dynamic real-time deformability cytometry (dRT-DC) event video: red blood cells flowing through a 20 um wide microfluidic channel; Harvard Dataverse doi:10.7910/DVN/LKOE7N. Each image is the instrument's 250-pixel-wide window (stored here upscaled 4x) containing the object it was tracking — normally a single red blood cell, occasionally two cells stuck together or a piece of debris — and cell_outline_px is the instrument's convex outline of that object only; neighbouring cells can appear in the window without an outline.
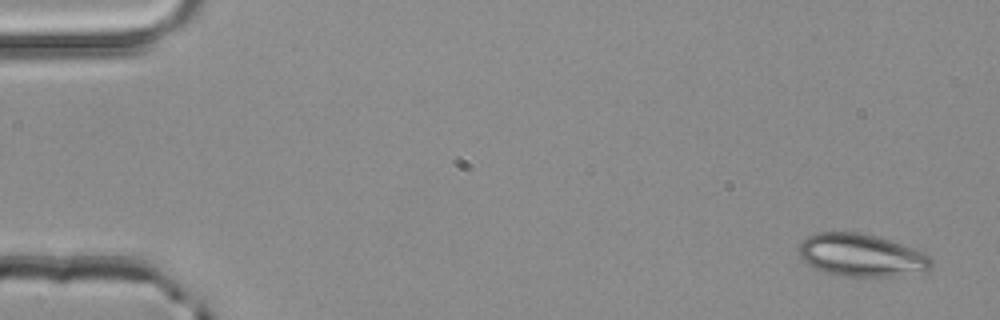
{"species": "common noctule bat (a hibernating species)", "species_latin": "Nyctalus noctula", "temperature_condition": "room temperature", "stored_images_in_passage": 52, "camera_frame_rate_fps": 3000, "um_per_image_px": 0.085, "animal": {"sex": "male", "body_mass_g": 20.4}, "frame": {"image": 1, "passage_image": 2, "time_ms": 0.333, "image_size_px": [1000, 320], "cell_outline_px": [[932, 264], [924, 272], [892, 276], [836, 276], [824, 272], [808, 264], [800, 256], [800, 244], [808, 236], [816, 232], [860, 232], [892, 240], [924, 252], [932, 260]], "centroid_in_image_um": [73.23, 21.69], "position_along_channel_um": 11.8, "area_um2": 32.89}}
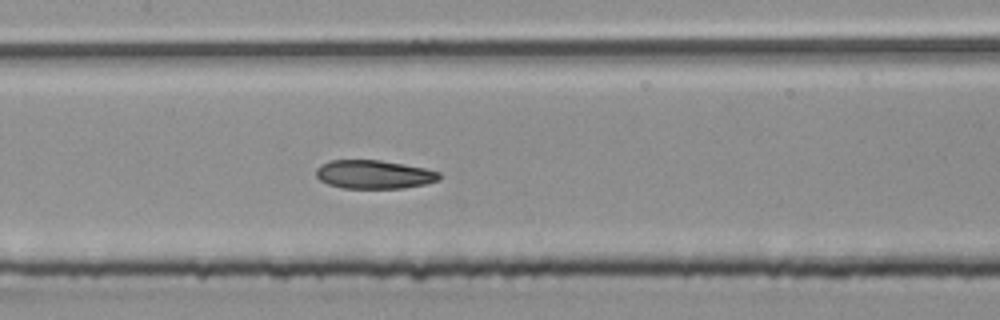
{"frame": {"image": 2, "passage_image": 25, "time_ms": 8.0, "image_size_px": [1000, 320], "cell_outline_px": [[440, 180], [424, 184], [404, 188], [340, 188], [328, 184], [320, 180], [316, 176], [316, 168], [320, 164], [328, 160], [380, 160], [404, 164], [424, 168], [440, 172]], "centroid_in_image_um": [31.76, 14.82], "position_along_channel_um": 175.6, "area_um2": 20.63}}
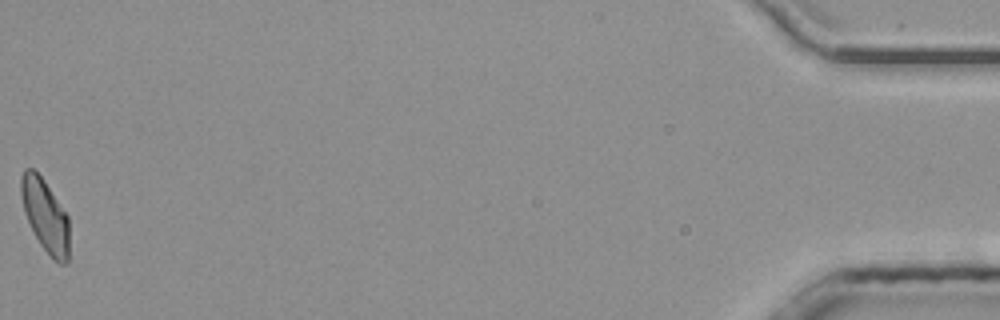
{"frame": {"image": 3, "passage_image": 52, "time_ms": 17.0, "image_size_px": [1000, 320], "cell_outline_px": [[68, 264], [60, 264], [52, 260], [40, 244], [24, 212], [20, 196], [20, 176], [24, 168], [32, 168], [44, 180], [68, 216]], "centroid_in_image_um": [3.83, 18.32], "position_along_channel_um": 431.4, "area_um2": 20.4}, "authors_computed_cell_mechanics": {"area_um2": 21.2993, "velocity_mm_per_s": 4.0088, "shape_relaxation_time_tau1_ms": 7.0072, "shape_relaxation_time_tau2_ms": 3.3891, "deformation_change_tau1": 0.1624, "deformation_change_tau2": 0.085}}